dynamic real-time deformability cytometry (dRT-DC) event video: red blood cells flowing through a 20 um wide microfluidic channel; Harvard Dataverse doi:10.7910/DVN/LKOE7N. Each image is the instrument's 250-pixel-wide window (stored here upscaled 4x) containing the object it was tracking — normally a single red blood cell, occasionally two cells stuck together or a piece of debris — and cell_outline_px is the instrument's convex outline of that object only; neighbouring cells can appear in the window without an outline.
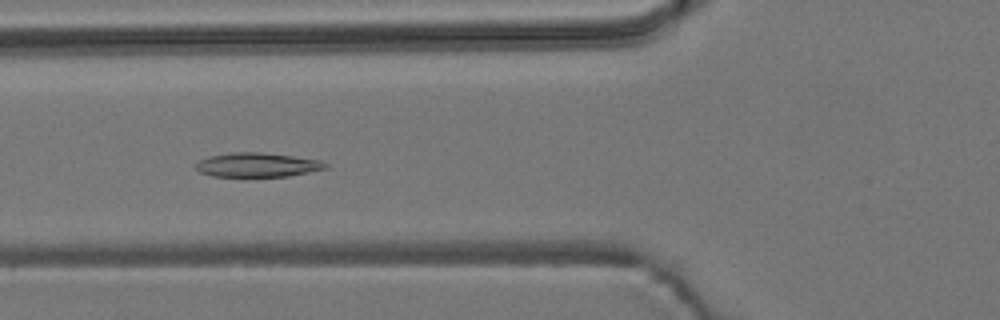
{"species": "common noctule bat (a hibernating species)", "species_latin": "Nyctalus noctula", "temperature_condition": "room temperature", "stored_images_in_passage": 7, "camera_frame_rate_fps": 3000, "um_per_image_px": 0.085, "animal": {"sex": "male", "body_mass_g": 19.2, "forearm_length_mm": 51.8}, "frame": {"image": 1, "passage_image": 6, "time_ms": 1.667, "image_size_px": [1000, 320], "cell_outline_px": [[328, 168], [288, 176], [212, 176], [200, 172], [196, 168], [196, 164], [200, 160], [208, 156], [232, 152], [260, 152], [292, 156], [320, 160], [328, 164]], "centroid_in_image_um": [21.87, 14.01], "position_along_channel_um": 103.9, "area_um2": 18.15}}
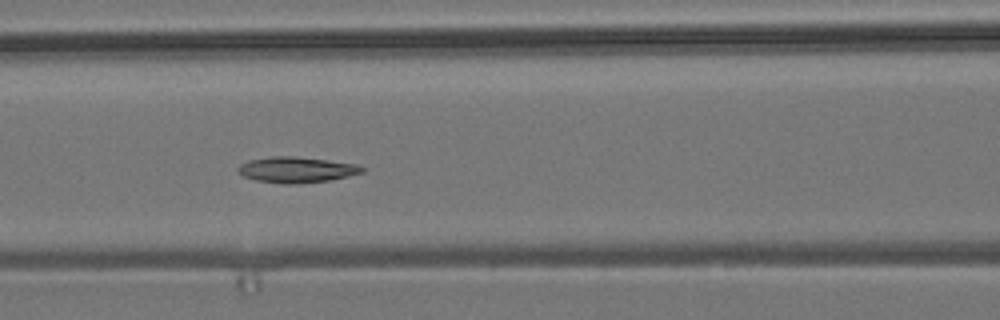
{"frame": {"image": 2, "passage_image": 7, "time_ms": 2.0, "image_size_px": [1000, 320], "cell_outline_px": [[368, 168], [364, 172], [348, 176], [328, 180], [296, 184], [284, 184], [256, 180], [244, 176], [236, 168], [240, 164], [248, 160], [272, 156], [296, 156], [356, 164]], "centroid_in_image_um": [25.22, 14.42], "position_along_channel_um": 141.4, "area_um2": 18.61}}